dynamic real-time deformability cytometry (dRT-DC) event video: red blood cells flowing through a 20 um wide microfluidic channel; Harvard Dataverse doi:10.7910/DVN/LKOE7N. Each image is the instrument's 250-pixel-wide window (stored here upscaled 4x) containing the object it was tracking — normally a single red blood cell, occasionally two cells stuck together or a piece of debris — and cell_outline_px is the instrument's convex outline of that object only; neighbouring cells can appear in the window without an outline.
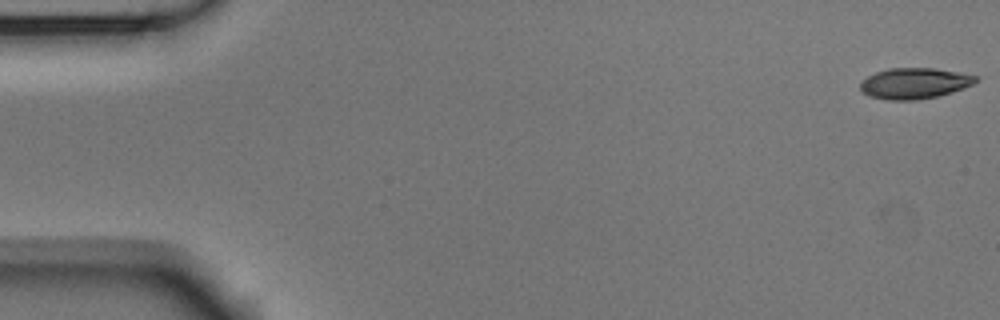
{"species": "Egyptian fruit bat (a non-hibernating species)", "species_latin": "Rousettus aegyptiacus", "temperature_condition": "room temperature", "stored_images_in_passage": 55, "camera_frame_rate_fps": 3000, "um_per_image_px": 0.085, "animal": {"sex": "male"}, "frame": {"image": 1, "passage_image": 1, "time_ms": 0.0, "image_size_px": [1000, 320], "cell_outline_px": [[976, 80], [972, 84], [952, 92], [936, 96], [916, 100], [888, 100], [868, 96], [860, 88], [860, 84], [868, 76], [876, 72], [888, 68], [936, 68], [976, 76]], "centroid_in_image_um": [77.69, 7.08], "position_along_channel_um": 7.3, "area_um2": 20.46}}
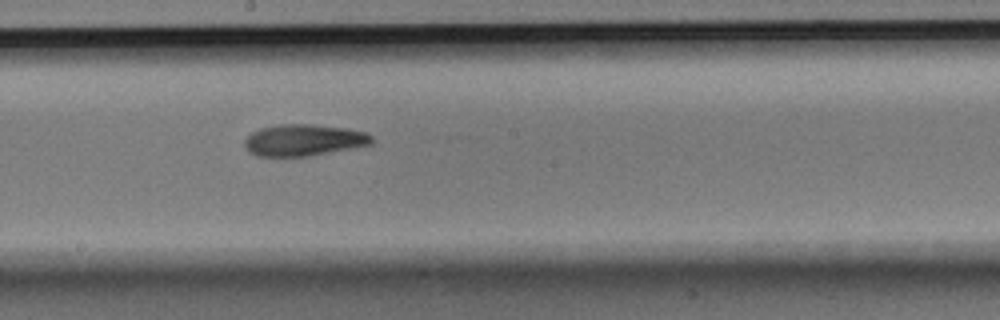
{"frame": {"image": 2, "passage_image": 30, "time_ms": 9.667, "image_size_px": [1000, 320], "cell_outline_px": [[372, 144], [312, 156], [260, 156], [248, 152], [244, 144], [244, 140], [252, 132], [260, 128], [280, 124], [308, 124], [348, 128], [368, 132], [372, 136]], "centroid_in_image_um": [25.83, 11.91], "position_along_channel_um": 222.4, "area_um2": 23.52}}
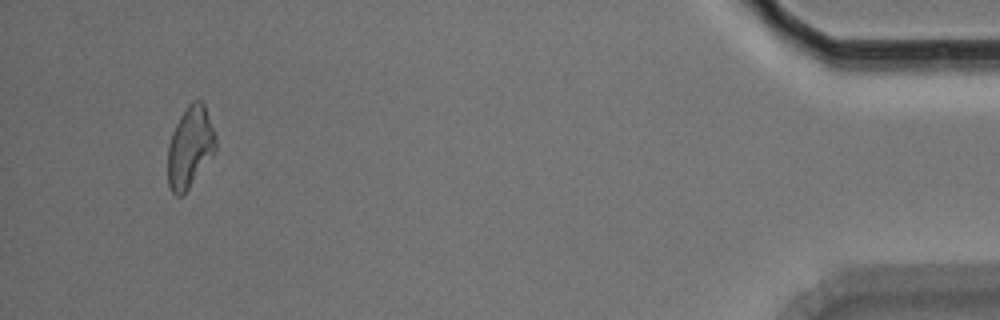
{"frame": {"image": 3, "passage_image": 52, "time_ms": 17.0, "image_size_px": [1000, 320], "cell_outline_px": [[216, 148], [212, 156], [188, 188], [180, 196], [176, 196], [172, 192], [168, 184], [168, 144], [172, 132], [180, 116], [188, 104], [192, 100], [200, 100], [204, 104], [216, 132]], "centroid_in_image_um": [16.16, 12.47], "position_along_channel_um": 419.0, "area_um2": 22.6}, "authors_computed_cell_mechanics": {"area_um2": 22.7732, "velocity_mm_per_s": 3.6975, "shape_relaxation_time_tau1_ms": 5.445, "shape_relaxation_time_tau2_ms": null, "deformation_change_tau1": 0.1426, "deformation_change_tau2": null}}